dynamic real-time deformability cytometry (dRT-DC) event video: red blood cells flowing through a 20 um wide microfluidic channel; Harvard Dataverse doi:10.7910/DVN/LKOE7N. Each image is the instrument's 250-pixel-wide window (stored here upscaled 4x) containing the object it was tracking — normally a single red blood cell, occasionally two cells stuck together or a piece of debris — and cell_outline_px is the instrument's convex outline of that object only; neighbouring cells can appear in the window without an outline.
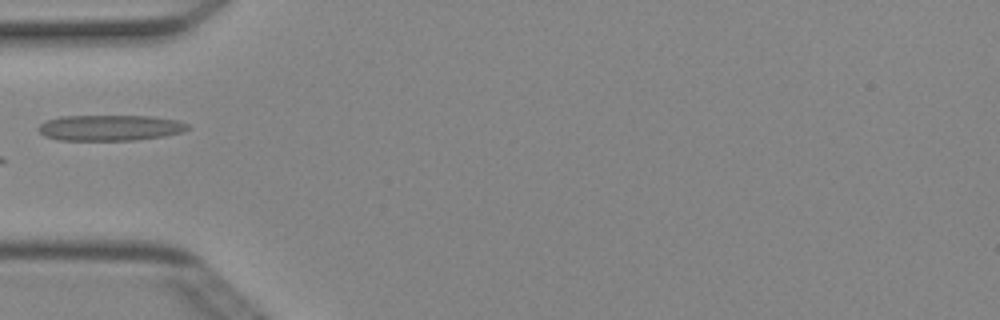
{"species": "Egyptian fruit bat (a non-hibernating species)", "species_latin": "Rousettus aegyptiacus", "temperature_condition": "cold", "stored_images_in_passage": 5, "camera_frame_rate_fps": 3000, "um_per_image_px": 0.085, "animal": {"sex": "female"}, "frame": {"image": 1, "passage_image": 5, "time_ms": 1.333, "image_size_px": [1000, 320], "cell_outline_px": [[188, 128], [180, 132], [164, 136], [136, 140], [56, 140], [44, 136], [36, 128], [40, 124], [48, 120], [60, 116], [152, 116], [176, 120], [188, 124]], "centroid_in_image_um": [9.3, 10.86], "position_along_channel_um": 75.7, "area_um2": 22.37}}